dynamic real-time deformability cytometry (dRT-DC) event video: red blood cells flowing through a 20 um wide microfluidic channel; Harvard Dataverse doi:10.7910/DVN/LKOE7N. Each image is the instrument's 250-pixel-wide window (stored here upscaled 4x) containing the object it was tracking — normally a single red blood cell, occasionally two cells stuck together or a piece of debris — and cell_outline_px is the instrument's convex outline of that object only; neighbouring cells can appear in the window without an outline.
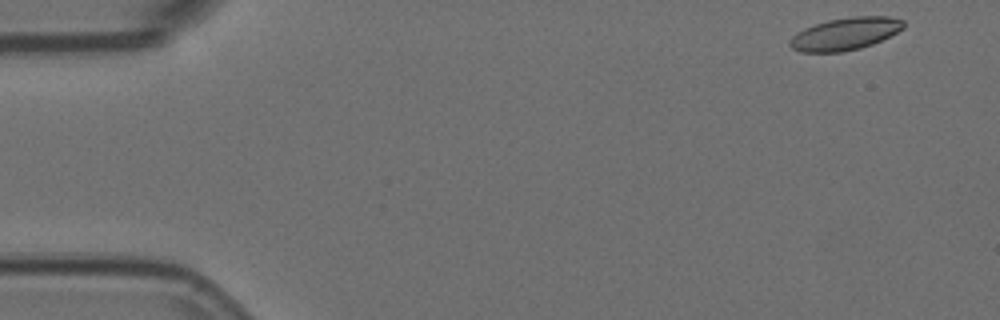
{"species": "Egyptian fruit bat (a non-hibernating species)", "species_latin": "Rousettus aegyptiacus", "temperature_condition": "room temperature", "stored_images_in_passage": 54, "camera_frame_rate_fps": 3000, "um_per_image_px": 0.085, "animal": {"sex": "female"}, "frame": {"image": 1, "passage_image": 1, "time_ms": 0.0, "image_size_px": [1000, 320], "cell_outline_px": [[904, 28], [872, 44], [860, 48], [840, 52], [800, 52], [792, 48], [788, 44], [788, 40], [796, 32], [804, 28], [828, 20], [852, 16], [888, 16], [904, 20]], "centroid_in_image_um": [71.8, 2.87], "position_along_channel_um": 13.2, "area_um2": 21.44}}
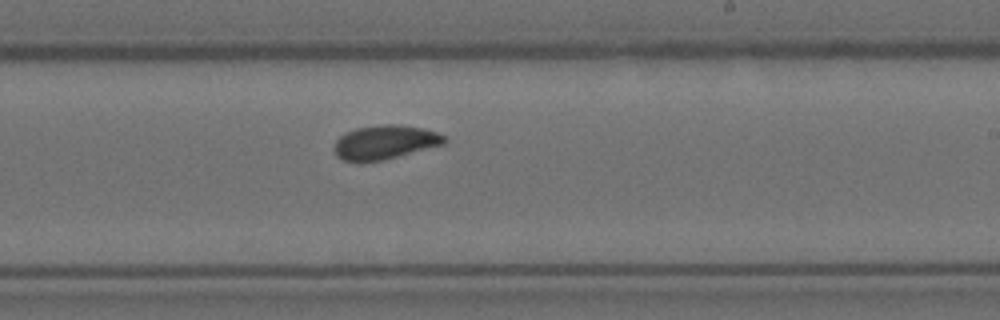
{"frame": {"image": 2, "passage_image": 31, "time_ms": 10.0, "image_size_px": [1000, 320], "cell_outline_px": [[448, 140], [444, 144], [380, 160], [344, 160], [336, 156], [332, 148], [336, 140], [344, 132], [356, 128], [380, 124], [396, 124], [424, 128], [436, 132], [444, 136]], "centroid_in_image_um": [32.69, 12.05], "position_along_channel_um": 256.3, "area_um2": 21.56}}
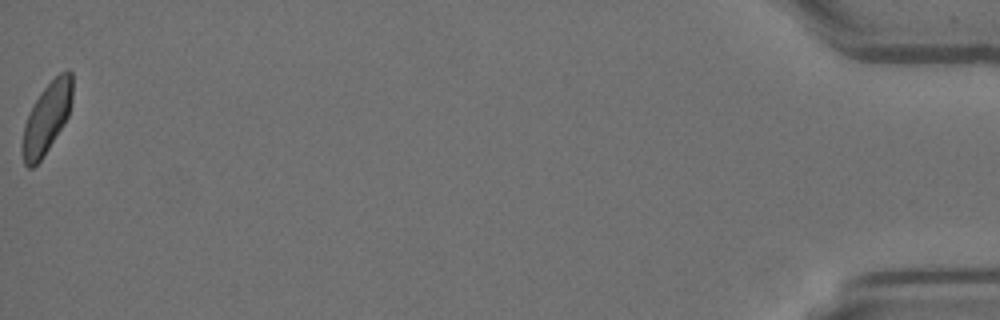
{"frame": {"image": 3, "passage_image": 54, "time_ms": 17.667, "image_size_px": [1000, 320], "cell_outline_px": [[72, 100], [68, 116], [64, 124], [40, 160], [32, 168], [28, 168], [24, 164], [20, 152], [20, 148], [24, 124], [28, 112], [40, 92], [60, 72], [68, 68], [72, 72]], "centroid_in_image_um": [3.94, 10.03], "position_along_channel_um": 431.3, "area_um2": 20.81}, "authors_computed_cell_mechanics": {"area_um2": 21.5594, "velocity_mm_per_s": 3.5966, "shape_relaxation_time_tau1_ms": 7.6465, "shape_relaxation_time_tau2_ms": 1.6537, "deformation_change_tau1": 0.1329, "deformation_change_tau2": 0.0654}}